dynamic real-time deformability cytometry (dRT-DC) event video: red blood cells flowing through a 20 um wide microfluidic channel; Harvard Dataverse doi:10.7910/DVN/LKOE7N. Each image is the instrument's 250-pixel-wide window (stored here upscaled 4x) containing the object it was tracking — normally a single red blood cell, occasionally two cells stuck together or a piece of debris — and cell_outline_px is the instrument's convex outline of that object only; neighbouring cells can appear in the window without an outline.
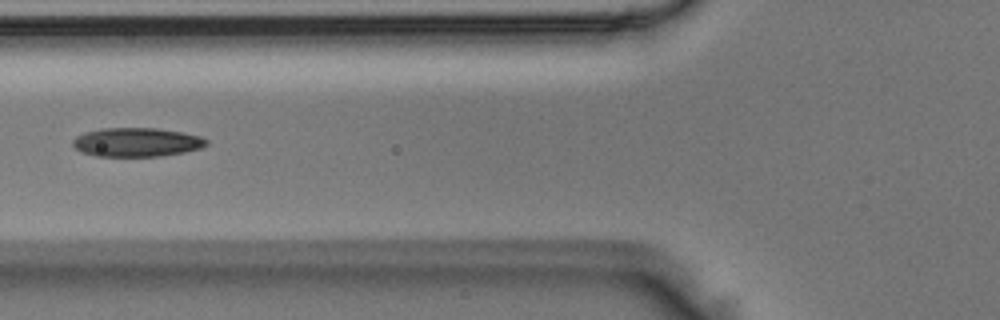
{"species": "Egyptian fruit bat (a non-hibernating species)", "species_latin": "Rousettus aegyptiacus", "temperature_condition": "room temperature", "stored_images_in_passage": 5, "camera_frame_rate_fps": 3000, "um_per_image_px": 0.085, "animal": {"sex": "male"}, "frame": {"image": 1, "passage_image": 4, "time_ms": 1.0, "image_size_px": [1000, 320], "cell_outline_px": [[208, 144], [200, 148], [184, 152], [160, 156], [96, 156], [80, 152], [72, 144], [72, 140], [76, 136], [84, 132], [100, 128], [156, 128], [184, 132], [200, 136], [208, 140]], "centroid_in_image_um": [11.6, 12.08], "position_along_channel_um": 114.2, "area_um2": 22.66}}
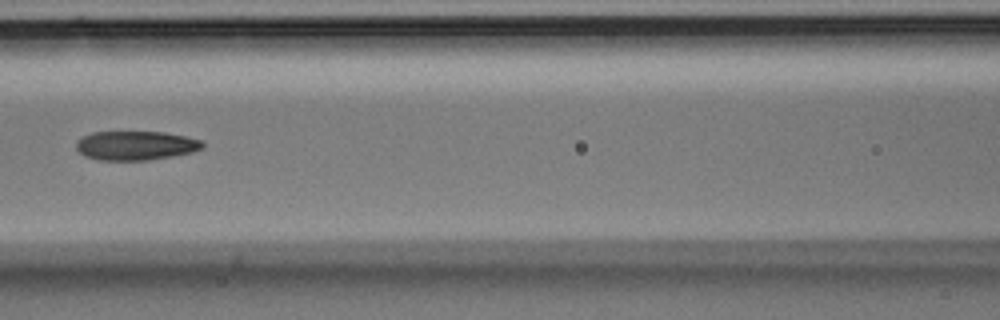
{"frame": {"image": 2, "passage_image": 5, "time_ms": 1.333, "image_size_px": [1000, 320], "cell_outline_px": [[204, 148], [192, 152], [172, 156], [148, 160], [100, 160], [84, 156], [76, 148], [76, 140], [92, 132], [164, 132], [184, 136], [200, 140], [204, 144]], "centroid_in_image_um": [11.52, 12.37], "position_along_channel_um": 155.1, "area_um2": 21.39}}